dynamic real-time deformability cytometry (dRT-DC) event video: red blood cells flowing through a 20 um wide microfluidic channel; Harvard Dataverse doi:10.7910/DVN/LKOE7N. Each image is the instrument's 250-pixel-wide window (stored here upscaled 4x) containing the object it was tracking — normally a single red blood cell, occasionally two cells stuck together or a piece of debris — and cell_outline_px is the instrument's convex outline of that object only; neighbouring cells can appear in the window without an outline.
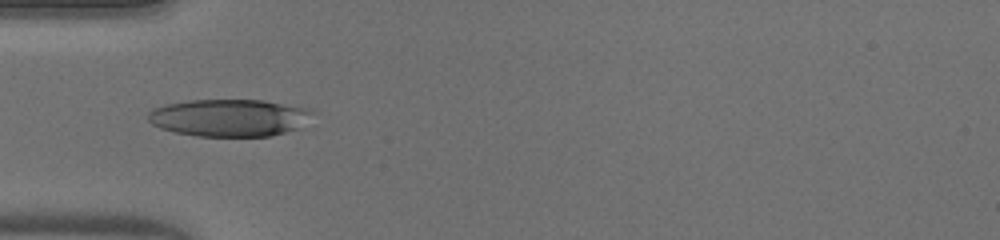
{"species": "human", "species_latin": "Homo sapiens", "temperature_condition": "warm", "stored_images_in_passage": 35, "camera_frame_rate_fps": 3000, "um_per_image_px": 0.085, "donor": {"sex": "male"}, "frame": {"image": 1, "passage_image": 1, "time_ms": 0.0, "image_size_px": [1000, 240], "cell_outline_px": [[316, 112], [300, 128], [272, 136], [196, 136], [176, 132], [160, 128], [152, 124], [148, 120], [148, 112], [152, 108], [164, 104], [188, 100], [264, 100], [304, 108]], "centroid_in_image_um": [19.47, 10.01], "position_along_channel_um": 65.5, "area_um2": 35.89}}
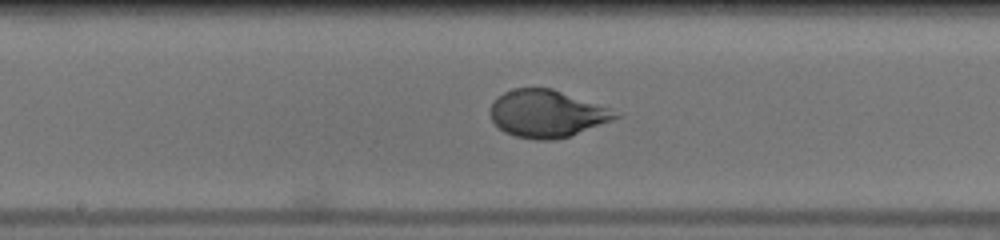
{"frame": {"image": 2, "passage_image": 11, "time_ms": 3.333, "image_size_px": [1000, 240], "cell_outline_px": [[620, 116], [612, 120], [568, 136], [556, 140], [536, 140], [516, 136], [504, 132], [492, 120], [492, 104], [504, 92], [512, 88], [552, 88], [608, 108]], "centroid_in_image_um": [46.45, 9.66], "position_along_channel_um": 201.7, "area_um2": 33.7}}
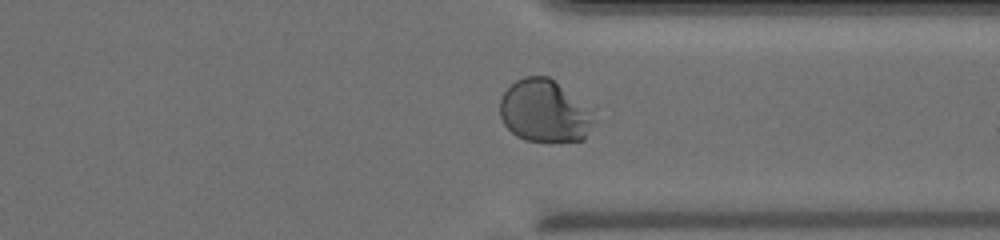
{"frame": {"image": 3, "passage_image": 23, "time_ms": 7.333, "image_size_px": [1000, 240], "cell_outline_px": [[592, 120], [584, 140], [524, 140], [516, 136], [504, 124], [500, 116], [500, 100], [504, 92], [516, 80], [524, 76], [548, 76]], "centroid_in_image_um": [46.08, 9.46], "position_along_channel_um": 365.3, "area_um2": 31.85}, "authors_computed_cell_mechanics": {"area_um2": 34.6222, "velocity_mm_per_s": 4.0973, "shape_relaxation_time_tau1_ms": 4.8481, "shape_relaxation_time_tau2_ms": null, "deformation_change_tau1": 0.2721, "deformation_change_tau2": null}}